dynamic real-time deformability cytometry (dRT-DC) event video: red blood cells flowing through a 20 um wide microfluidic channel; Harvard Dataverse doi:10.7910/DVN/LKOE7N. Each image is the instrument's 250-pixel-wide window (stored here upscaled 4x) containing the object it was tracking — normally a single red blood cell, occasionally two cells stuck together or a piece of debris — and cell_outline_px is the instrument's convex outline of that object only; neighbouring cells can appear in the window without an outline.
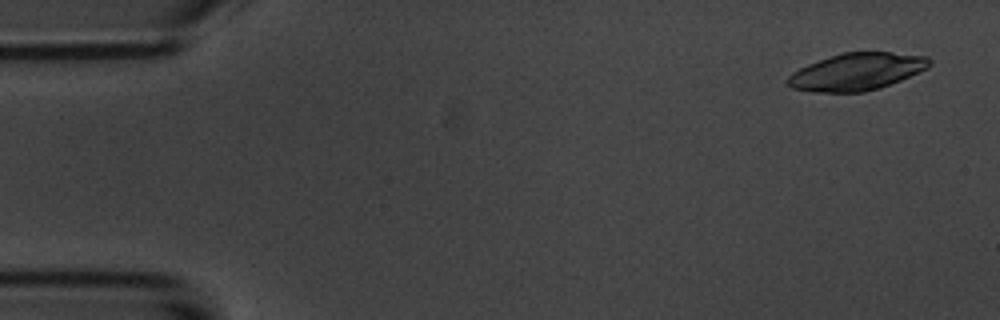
{"species": "common noctule bat (a hibernating species)", "species_latin": "Nyctalus noctula", "temperature_condition": "room temperature", "stored_images_in_passage": 6, "segment_of_instrument_passage": [2, 2], "camera_frame_rate_fps": 3000, "um_per_image_px": 0.085, "animal": {"sex": "male", "body_mass_g": 20.1, "forearm_length_mm": 53.5}, "frame": {"image": 1, "passage_image": 6, "time_ms": 6.667, "image_size_px": [1000, 320], "cell_outline_px": [[932, 64], [928, 68], [900, 80], [880, 88], [864, 92], [812, 92], [792, 88], [784, 80], [792, 72], [808, 64], [844, 52], [892, 52], [928, 56], [932, 60]], "centroid_in_image_um": [72.84, 6.1], "position_along_channel_um": 12.2, "area_um2": 30.75}}